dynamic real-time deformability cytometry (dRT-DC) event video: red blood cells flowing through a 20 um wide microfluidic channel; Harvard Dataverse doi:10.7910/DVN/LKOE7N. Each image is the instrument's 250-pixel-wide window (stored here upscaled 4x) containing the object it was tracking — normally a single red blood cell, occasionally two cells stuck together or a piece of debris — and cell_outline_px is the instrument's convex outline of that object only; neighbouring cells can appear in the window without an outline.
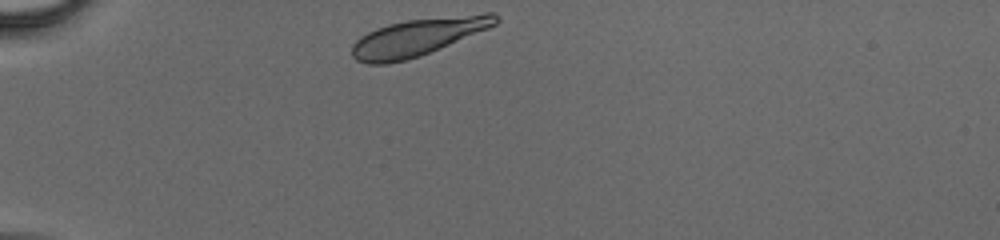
{"species": "human", "species_latin": "Homo sapiens", "temperature_condition": "cold", "stored_images_in_passage": 31, "camera_frame_rate_fps": 3000, "um_per_image_px": 0.085, "donor": {"sex": "male"}, "frame": {"image": 1, "passage_image": 1, "time_ms": 0.0, "image_size_px": [1000, 240], "cell_outline_px": [[500, 20], [496, 24], [488, 28], [420, 56], [388, 64], [368, 64], [356, 60], [352, 56], [352, 44], [360, 36], [376, 28], [388, 24], [408, 20], [484, 12], [492, 12], [500, 16]], "centroid_in_image_um": [35.52, 3.14], "position_along_channel_um": 49.5, "area_um2": 31.21}}
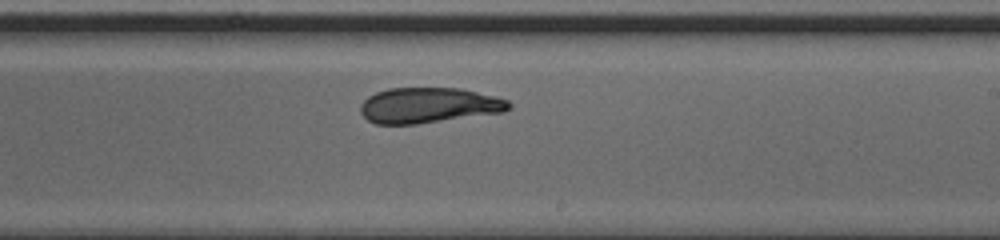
{"frame": {"image": 2, "passage_image": 17, "time_ms": 5.333, "image_size_px": [1000, 240], "cell_outline_px": [[512, 108], [504, 112], [416, 124], [376, 124], [368, 120], [360, 112], [360, 104], [368, 96], [376, 92], [388, 88], [460, 88], [496, 96], [508, 100], [512, 104]], "centroid_in_image_um": [36.45, 8.95], "position_along_channel_um": 252.5, "area_um2": 30.81}}
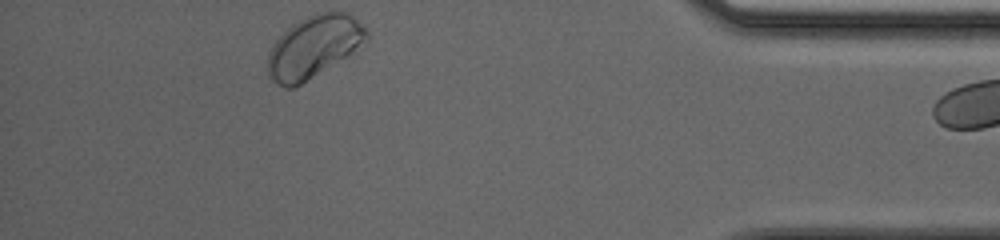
{"frame": {"image": 3, "passage_image": 30, "time_ms": 9.667, "image_size_px": [1000, 240], "cell_outline_px": [[368, 40], [348, 56], [296, 88], [284, 88], [276, 84], [268, 76], [268, 52], [272, 44], [292, 24], [316, 12], [348, 12], [368, 32]], "centroid_in_image_um": [26.65, 4.01], "position_along_channel_um": 408.5, "area_um2": 35.84}}